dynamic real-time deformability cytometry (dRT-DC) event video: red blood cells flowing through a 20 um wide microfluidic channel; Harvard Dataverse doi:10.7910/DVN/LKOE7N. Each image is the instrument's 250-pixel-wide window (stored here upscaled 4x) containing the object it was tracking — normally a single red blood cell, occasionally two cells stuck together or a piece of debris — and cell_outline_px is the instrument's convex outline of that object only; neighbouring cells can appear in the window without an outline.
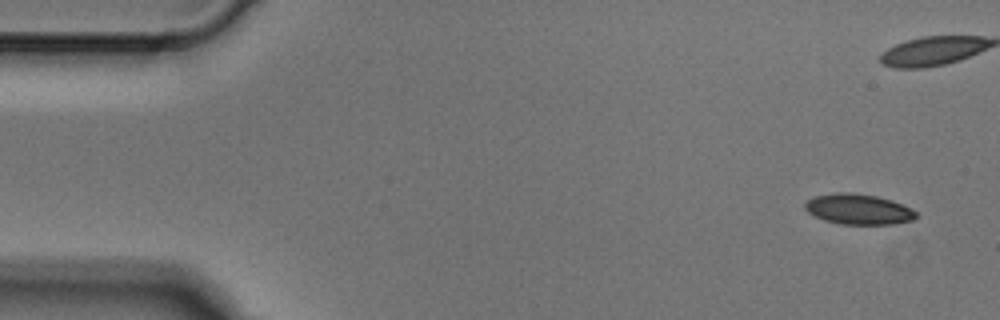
{"species": "Egyptian fruit bat (a non-hibernating species)", "species_latin": "Rousettus aegyptiacus", "temperature_condition": "cold", "stored_images_in_passage": 5, "camera_frame_rate_fps": 3000, "um_per_image_px": 0.085, "animal": {"sex": "male"}, "frame": {"image": 1, "passage_image": 1, "time_ms": 0.0, "image_size_px": [1000, 320], "cell_outline_px": [[916, 216], [912, 220], [892, 224], [840, 224], [824, 220], [808, 212], [804, 208], [804, 204], [808, 200], [816, 196], [836, 192], [852, 192], [876, 196], [892, 200], [912, 208], [916, 212]], "centroid_in_image_um": [72.96, 17.78], "position_along_channel_um": 12.0, "area_um2": 19.65}}
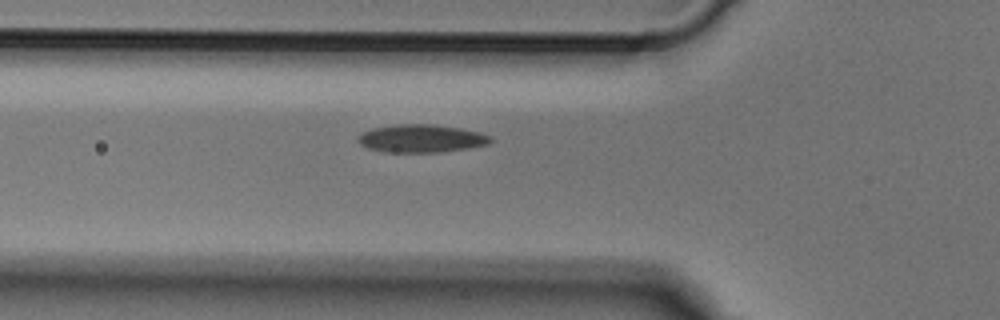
{"frame": {"image": 2, "passage_image": 5, "time_ms": 1.333, "image_size_px": [1000, 320], "cell_outline_px": [[492, 140], [488, 144], [468, 148], [436, 152], [384, 152], [368, 148], [360, 144], [356, 140], [356, 136], [360, 132], [372, 128], [400, 124], [428, 124], [460, 128], [480, 132], [492, 136]], "centroid_in_image_um": [35.76, 11.77], "position_along_channel_um": 90.0, "area_um2": 21.62}}